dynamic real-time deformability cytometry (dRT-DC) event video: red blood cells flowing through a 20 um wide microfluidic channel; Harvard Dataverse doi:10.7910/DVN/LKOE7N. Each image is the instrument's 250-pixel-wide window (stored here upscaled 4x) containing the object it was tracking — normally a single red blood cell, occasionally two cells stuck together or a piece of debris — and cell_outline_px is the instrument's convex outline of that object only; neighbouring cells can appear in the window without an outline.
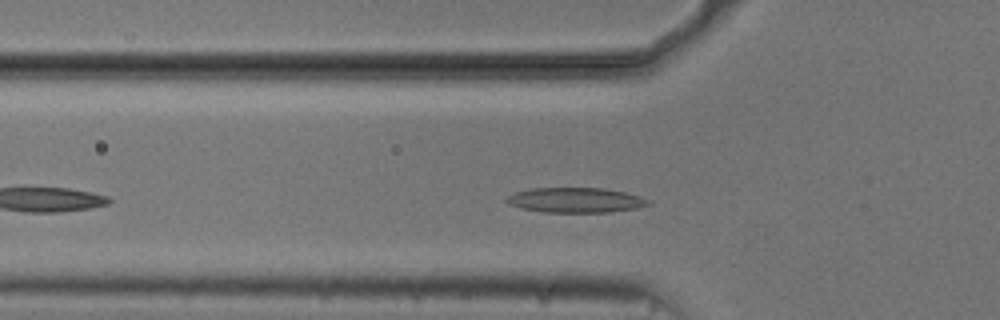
{"species": "common noctule bat (a hibernating species)", "species_latin": "Nyctalus noctula", "temperature_condition": "cold", "stored_images_in_passage": 38, "camera_frame_rate_fps": 3000, "um_per_image_px": 0.085, "animal": {"sex": "male", "body_mass_g": 20.5, "forearm_length_mm": 52.5}, "frame": {"image": 1, "passage_image": 9, "time_ms": 2.667, "image_size_px": [1000, 320], "cell_outline_px": [[652, 204], [636, 208], [608, 212], [544, 212], [520, 208], [508, 204], [504, 200], [504, 196], [512, 192], [532, 188], [604, 188], [624, 192], [640, 196], [648, 200]], "centroid_in_image_um": [48.85, 17.0], "position_along_channel_um": 77.0, "area_um2": 20.81}}
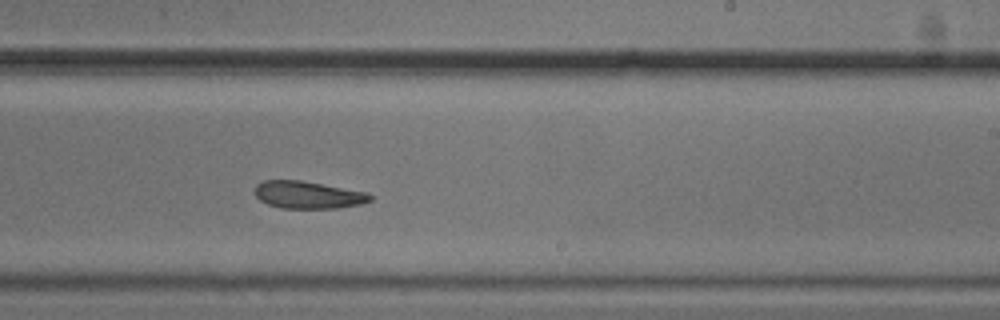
{"frame": {"image": 2, "passage_image": 24, "time_ms": 7.667, "image_size_px": [1000, 320], "cell_outline_px": [[372, 200], [360, 204], [336, 208], [280, 208], [268, 204], [260, 200], [256, 196], [256, 184], [264, 180], [300, 180], [368, 192], [372, 196]], "centroid_in_image_um": [26.19, 16.56], "position_along_channel_um": 262.8, "area_um2": 18.32}}
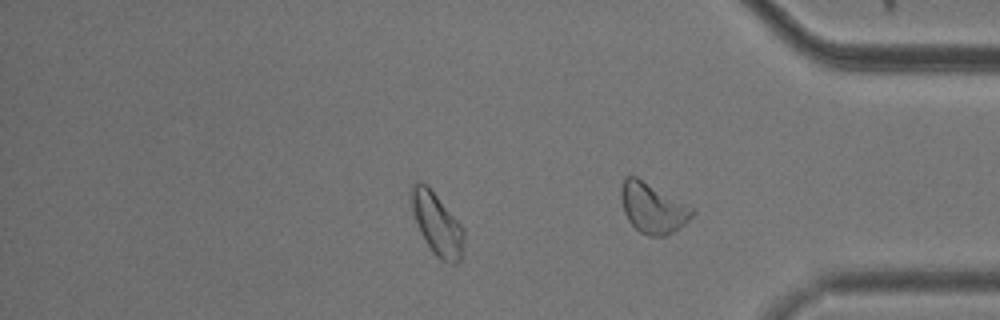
{"frame": {"image": 3, "passage_image": 34, "time_ms": 11.0, "image_size_px": [1000, 320], "cell_outline_px": [[464, 236], [460, 260], [456, 264], [448, 264], [440, 260], [432, 252], [420, 232], [412, 212], [408, 196], [412, 184], [416, 180], [420, 180], [428, 184], [464, 228]], "centroid_in_image_um": [37.1, 18.98], "position_along_channel_um": 398.1, "area_um2": 19.59}, "authors_computed_cell_mechanics": {"area_um2": 19.6231, "velocity_mm_per_s": 3.7066, "shape_relaxation_time_tau1_ms": null, "shape_relaxation_time_tau2_ms": 4.635, "deformation_change_tau1": null, "deformation_change_tau2": 0.1249}}